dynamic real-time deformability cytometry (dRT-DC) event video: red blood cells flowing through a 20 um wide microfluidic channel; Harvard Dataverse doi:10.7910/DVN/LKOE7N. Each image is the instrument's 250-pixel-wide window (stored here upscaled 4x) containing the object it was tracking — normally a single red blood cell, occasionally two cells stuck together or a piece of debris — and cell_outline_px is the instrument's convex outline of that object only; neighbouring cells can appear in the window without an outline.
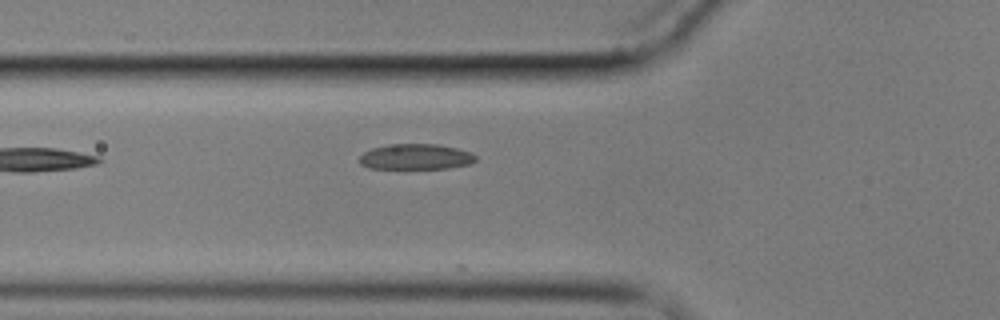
{"species": "common noctule bat (a hibernating species)", "species_latin": "Nyctalus noctula", "temperature_condition": "cold", "stored_images_in_passage": 3, "camera_frame_rate_fps": 3000, "um_per_image_px": 0.085, "animal": {"sex": "male", "body_mass_g": 17.9}, "frame": {"image": 1, "passage_image": 3, "time_ms": 2.333, "image_size_px": [1000, 320], "cell_outline_px": [[476, 160], [468, 164], [448, 168], [408, 172], [404, 172], [368, 168], [360, 164], [360, 156], [364, 152], [372, 148], [388, 144], [436, 144], [456, 148], [472, 152], [476, 156]], "centroid_in_image_um": [35.29, 13.39], "position_along_channel_um": 90.5, "area_um2": 18.44}}